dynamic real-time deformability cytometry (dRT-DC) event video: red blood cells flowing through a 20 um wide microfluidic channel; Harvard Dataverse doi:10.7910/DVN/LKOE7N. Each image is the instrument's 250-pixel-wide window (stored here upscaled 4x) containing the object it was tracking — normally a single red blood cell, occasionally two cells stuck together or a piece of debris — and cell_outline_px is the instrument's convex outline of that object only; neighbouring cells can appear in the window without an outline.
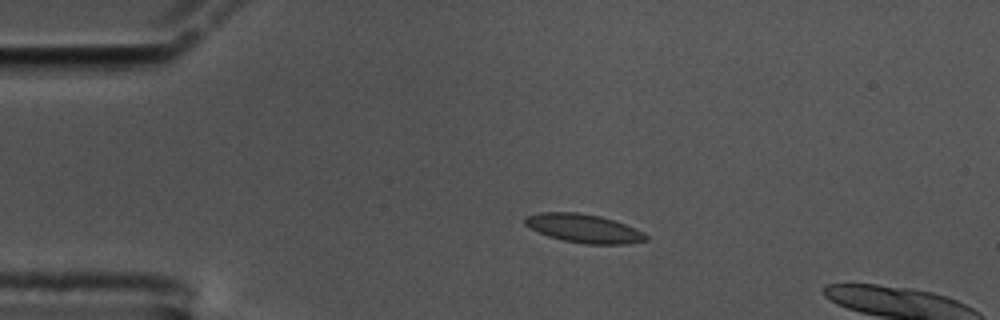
{"species": "common noctule bat (a hibernating species)", "species_latin": "Nyctalus noctula", "temperature_condition": "cold", "stored_images_in_passage": 17, "camera_frame_rate_fps": 3000, "um_per_image_px": 0.085, "animal": {"sex": "male", "body_mass_g": 17.5, "forearm_length_mm": 52.3}, "frame": {"image": 1, "passage_image": 12, "time_ms": 3.667, "image_size_px": [1000, 320], "cell_outline_px": [[648, 240], [628, 244], [588, 244], [564, 240], [548, 236], [524, 224], [524, 216], [540, 212], [576, 212], [600, 216], [624, 224], [644, 232], [648, 236]], "centroid_in_image_um": [49.63, 19.41], "position_along_channel_um": 35.4, "area_um2": 20.0}}